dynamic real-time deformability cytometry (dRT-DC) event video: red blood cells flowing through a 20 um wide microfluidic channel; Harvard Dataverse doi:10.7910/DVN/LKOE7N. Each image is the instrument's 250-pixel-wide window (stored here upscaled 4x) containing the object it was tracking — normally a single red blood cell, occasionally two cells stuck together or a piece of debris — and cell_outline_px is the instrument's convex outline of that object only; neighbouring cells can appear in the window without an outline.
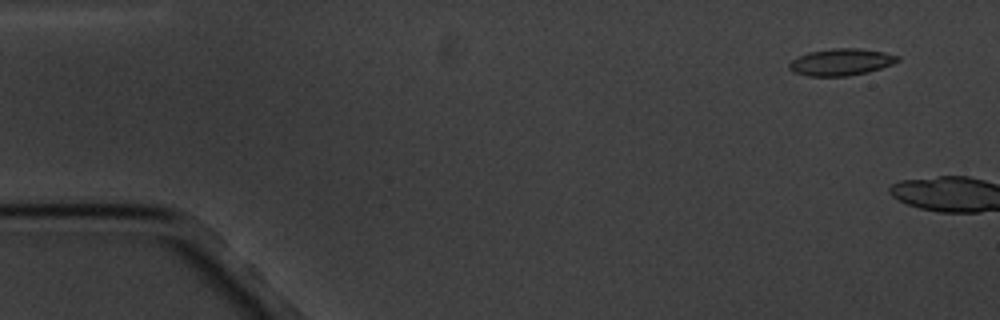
{"species": "common noctule bat (a hibernating species)", "species_latin": "Nyctalus noctula", "temperature_condition": "cold", "stored_images_in_passage": 2, "camera_frame_rate_fps": 3000, "um_per_image_px": 0.085, "animal": {"sex": "male", "body_mass_g": 20.1, "forearm_length_mm": 53.5}, "frame": {"image": 1, "passage_image": 1, "time_ms": 0.0, "image_size_px": [1000, 320], "cell_outline_px": [[900, 60], [892, 64], [868, 72], [848, 76], [808, 76], [792, 72], [788, 68], [788, 64], [792, 60], [808, 52], [832, 48], [856, 48], [884, 52], [900, 56]], "centroid_in_image_um": [71.48, 5.28], "position_along_channel_um": 13.5, "area_um2": 16.99}}